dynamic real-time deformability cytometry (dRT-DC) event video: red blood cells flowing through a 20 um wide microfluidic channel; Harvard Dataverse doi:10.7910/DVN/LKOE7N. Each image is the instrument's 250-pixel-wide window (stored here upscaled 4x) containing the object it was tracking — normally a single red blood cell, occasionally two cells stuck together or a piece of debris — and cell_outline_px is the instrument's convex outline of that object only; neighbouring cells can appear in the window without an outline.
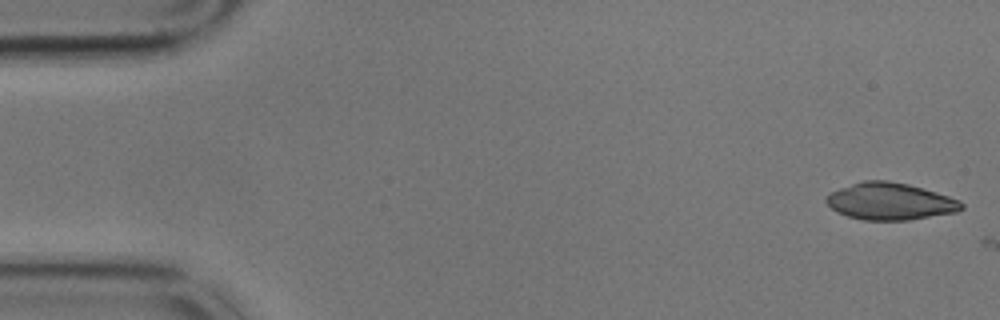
{"species": "common noctule bat (a hibernating species)", "species_latin": "Nyctalus noctula", "temperature_condition": "cold", "stored_images_in_passage": 2, "camera_frame_rate_fps": 3000, "um_per_image_px": 0.085, "animal": {"sex": "male", "body_mass_g": 17.9}, "frame": {"image": 1, "passage_image": 1, "time_ms": 0.0, "image_size_px": [1000, 320], "cell_outline_px": [[964, 208], [956, 212], [908, 220], [864, 220], [848, 216], [836, 212], [824, 200], [824, 196], [840, 188], [864, 180], [888, 180], [908, 184], [936, 192], [960, 200], [964, 204]], "centroid_in_image_um": [75.66, 17.11], "position_along_channel_um": 9.3, "area_um2": 29.13}}